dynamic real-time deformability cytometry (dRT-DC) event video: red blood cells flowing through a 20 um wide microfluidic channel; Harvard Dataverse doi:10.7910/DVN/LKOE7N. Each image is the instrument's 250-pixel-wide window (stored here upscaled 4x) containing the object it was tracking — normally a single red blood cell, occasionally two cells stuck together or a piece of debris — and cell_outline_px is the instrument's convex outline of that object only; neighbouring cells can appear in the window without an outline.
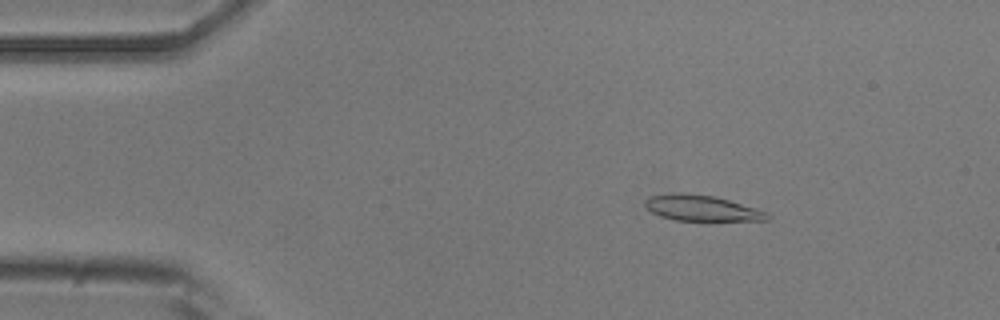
{"species": "common noctule bat (a hibernating species)", "species_latin": "Nyctalus noctula", "temperature_condition": "room temperature", "stored_images_in_passage": 4, "camera_frame_rate_fps": 3000, "um_per_image_px": 0.085, "animal": {"sex": "male", "body_mass_g": 20.5, "forearm_length_mm": 52.5}, "frame": {"image": 1, "passage_image": 2, "time_ms": 0.333, "image_size_px": [1000, 320], "cell_outline_px": [[772, 216], [768, 220], [676, 220], [660, 216], [652, 212], [644, 204], [644, 200], [648, 196], [672, 192], [680, 192], [716, 196], [756, 208], [768, 212]], "centroid_in_image_um": [59.63, 17.67], "position_along_channel_um": 25.4, "area_um2": 18.44}}
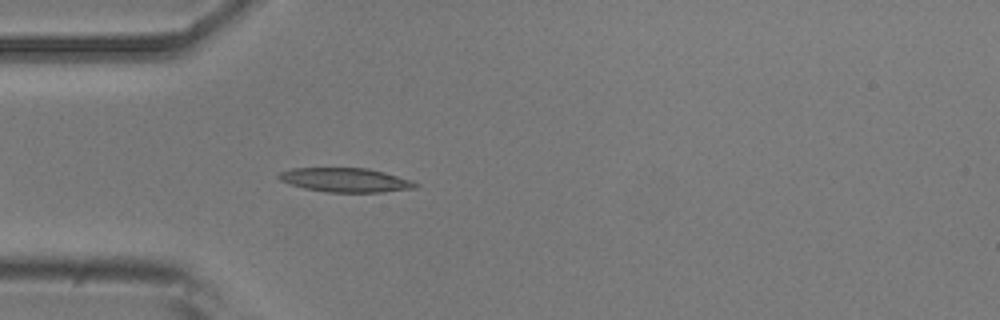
{"frame": {"image": 2, "passage_image": 4, "time_ms": 1.0, "image_size_px": [1000, 320], "cell_outline_px": [[420, 184], [416, 188], [380, 192], [328, 192], [304, 188], [280, 180], [276, 176], [280, 172], [292, 168], [368, 168], [384, 172], [412, 180]], "centroid_in_image_um": [29.39, 15.29], "position_along_channel_um": 55.6, "area_um2": 19.13}}